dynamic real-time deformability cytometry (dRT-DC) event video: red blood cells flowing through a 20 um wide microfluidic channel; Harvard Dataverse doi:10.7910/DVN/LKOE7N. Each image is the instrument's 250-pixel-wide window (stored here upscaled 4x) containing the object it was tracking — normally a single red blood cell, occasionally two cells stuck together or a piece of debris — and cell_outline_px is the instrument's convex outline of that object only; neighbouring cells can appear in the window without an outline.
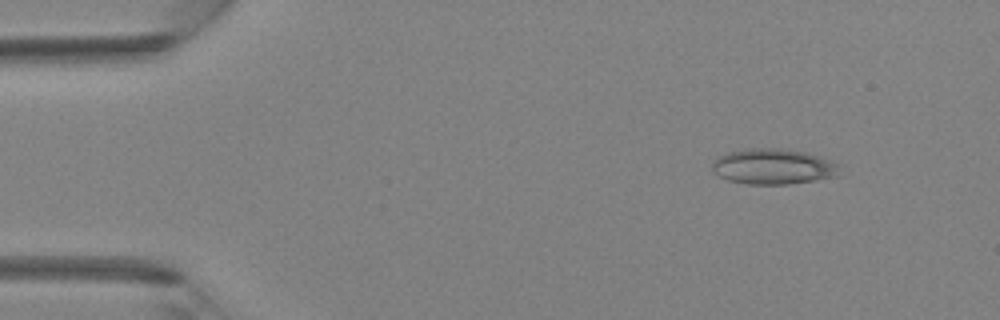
{"species": "Egyptian fruit bat (a non-hibernating species)", "species_latin": "Rousettus aegyptiacus", "temperature_condition": "room temperature", "stored_images_in_passage": 41, "camera_frame_rate_fps": 3000, "um_per_image_px": 0.085, "animal": {"sex": "female"}, "frame": {"image": 1, "passage_image": 5, "time_ms": 1.333, "image_size_px": [1000, 320], "cell_outline_px": [[840, 176], [816, 180], [788, 184], [748, 184], [728, 180], [712, 172], [712, 160], [728, 152], [748, 148], [780, 148], [804, 152], [820, 156], [832, 160], [840, 164]], "centroid_in_image_um": [65.76, 14.15], "position_along_channel_um": 19.2, "area_um2": 26.7}}
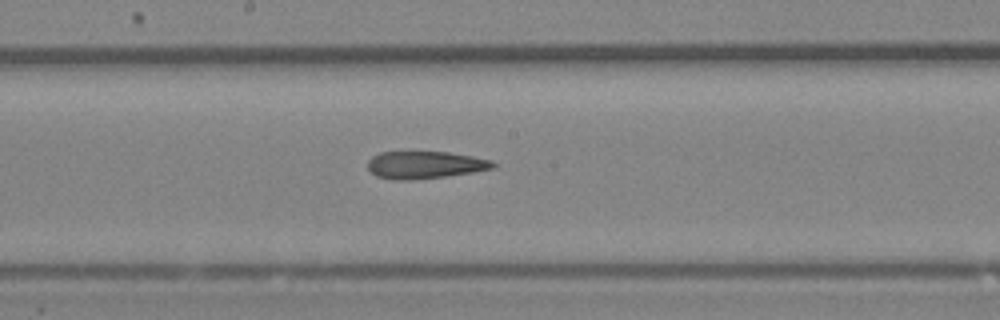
{"frame": {"image": 2, "passage_image": 22, "time_ms": 7.0, "image_size_px": [1000, 320], "cell_outline_px": [[496, 164], [492, 168], [472, 172], [444, 176], [412, 180], [392, 180], [376, 176], [368, 168], [368, 160], [372, 156], [380, 152], [448, 152], [472, 156], [492, 160]], "centroid_in_image_um": [36.08, 14.01], "position_along_channel_um": 212.1, "area_um2": 19.88}}
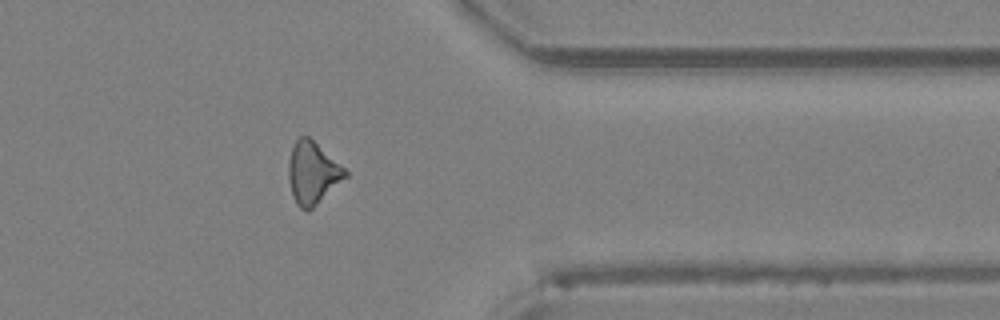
{"frame": {"image": 3, "passage_image": 33, "time_ms": 10.667, "image_size_px": [1000, 320], "cell_outline_px": [[348, 176], [308, 212], [300, 208], [296, 204], [292, 196], [288, 180], [288, 160], [292, 148], [296, 140], [300, 136], [308, 136], [340, 164], [348, 172]], "centroid_in_image_um": [26.55, 14.72], "position_along_channel_um": 384.9, "area_um2": 20.52}}